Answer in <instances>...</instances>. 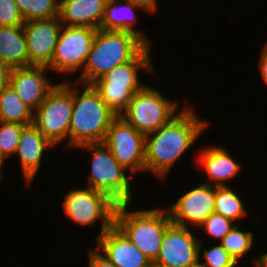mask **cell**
<instances>
[{"label":"cell","instance_id":"1","mask_svg":"<svg viewBox=\"0 0 267 267\" xmlns=\"http://www.w3.org/2000/svg\"><path fill=\"white\" fill-rule=\"evenodd\" d=\"M193 107L186 105L168 123L146 136L145 172L165 179L176 161L210 126Z\"/></svg>","mask_w":267,"mask_h":267},{"label":"cell","instance_id":"2","mask_svg":"<svg viewBox=\"0 0 267 267\" xmlns=\"http://www.w3.org/2000/svg\"><path fill=\"white\" fill-rule=\"evenodd\" d=\"M146 46L132 32L98 29L84 68L74 83L92 85L114 67L132 61Z\"/></svg>","mask_w":267,"mask_h":267},{"label":"cell","instance_id":"3","mask_svg":"<svg viewBox=\"0 0 267 267\" xmlns=\"http://www.w3.org/2000/svg\"><path fill=\"white\" fill-rule=\"evenodd\" d=\"M75 84L69 149L87 143H103L109 126L118 115L107 106L92 85H81L83 89L80 92V84Z\"/></svg>","mask_w":267,"mask_h":267},{"label":"cell","instance_id":"4","mask_svg":"<svg viewBox=\"0 0 267 267\" xmlns=\"http://www.w3.org/2000/svg\"><path fill=\"white\" fill-rule=\"evenodd\" d=\"M129 203L117 204L114 225L152 262L160 253L162 239L172 223L162 208L128 211ZM166 210V211H165Z\"/></svg>","mask_w":267,"mask_h":267},{"label":"cell","instance_id":"5","mask_svg":"<svg viewBox=\"0 0 267 267\" xmlns=\"http://www.w3.org/2000/svg\"><path fill=\"white\" fill-rule=\"evenodd\" d=\"M151 48L147 45L132 61L114 67L92 84L101 99L118 116L127 108L134 94L146 86L141 84L138 71L155 73Z\"/></svg>","mask_w":267,"mask_h":267},{"label":"cell","instance_id":"6","mask_svg":"<svg viewBox=\"0 0 267 267\" xmlns=\"http://www.w3.org/2000/svg\"><path fill=\"white\" fill-rule=\"evenodd\" d=\"M76 148L89 150L92 153L91 174L88 177L87 187L107 194L117 204H130L133 175L126 174L128 170L118 163L106 145L87 143Z\"/></svg>","mask_w":267,"mask_h":267},{"label":"cell","instance_id":"7","mask_svg":"<svg viewBox=\"0 0 267 267\" xmlns=\"http://www.w3.org/2000/svg\"><path fill=\"white\" fill-rule=\"evenodd\" d=\"M68 82L55 83L45 100L33 114V125L55 147L67 139L69 149V126L73 111V85Z\"/></svg>","mask_w":267,"mask_h":267},{"label":"cell","instance_id":"8","mask_svg":"<svg viewBox=\"0 0 267 267\" xmlns=\"http://www.w3.org/2000/svg\"><path fill=\"white\" fill-rule=\"evenodd\" d=\"M177 102L165 98L151 85L136 92L119 115L139 133L147 136L168 123L178 112Z\"/></svg>","mask_w":267,"mask_h":267},{"label":"cell","instance_id":"9","mask_svg":"<svg viewBox=\"0 0 267 267\" xmlns=\"http://www.w3.org/2000/svg\"><path fill=\"white\" fill-rule=\"evenodd\" d=\"M117 203L107 194L90 187L70 189L65 194L62 208L64 213L79 226H91L101 221V236L114 225Z\"/></svg>","mask_w":267,"mask_h":267},{"label":"cell","instance_id":"10","mask_svg":"<svg viewBox=\"0 0 267 267\" xmlns=\"http://www.w3.org/2000/svg\"><path fill=\"white\" fill-rule=\"evenodd\" d=\"M96 32L90 27L62 25L49 69L66 76L82 72Z\"/></svg>","mask_w":267,"mask_h":267},{"label":"cell","instance_id":"11","mask_svg":"<svg viewBox=\"0 0 267 267\" xmlns=\"http://www.w3.org/2000/svg\"><path fill=\"white\" fill-rule=\"evenodd\" d=\"M103 143L118 163L130 170L133 175L145 171L146 136L122 117L117 116L112 121Z\"/></svg>","mask_w":267,"mask_h":267},{"label":"cell","instance_id":"12","mask_svg":"<svg viewBox=\"0 0 267 267\" xmlns=\"http://www.w3.org/2000/svg\"><path fill=\"white\" fill-rule=\"evenodd\" d=\"M189 228L173 223L167 227L153 267L199 266L200 239Z\"/></svg>","mask_w":267,"mask_h":267},{"label":"cell","instance_id":"13","mask_svg":"<svg viewBox=\"0 0 267 267\" xmlns=\"http://www.w3.org/2000/svg\"><path fill=\"white\" fill-rule=\"evenodd\" d=\"M215 186L206 183L190 189L168 208L173 224L200 227L214 212Z\"/></svg>","mask_w":267,"mask_h":267},{"label":"cell","instance_id":"14","mask_svg":"<svg viewBox=\"0 0 267 267\" xmlns=\"http://www.w3.org/2000/svg\"><path fill=\"white\" fill-rule=\"evenodd\" d=\"M62 25L59 16L25 21L23 28L29 66H44L49 69Z\"/></svg>","mask_w":267,"mask_h":267},{"label":"cell","instance_id":"15","mask_svg":"<svg viewBox=\"0 0 267 267\" xmlns=\"http://www.w3.org/2000/svg\"><path fill=\"white\" fill-rule=\"evenodd\" d=\"M47 70L50 69L44 66L11 69L9 85L33 111L39 107L50 90L55 86L52 80L45 76Z\"/></svg>","mask_w":267,"mask_h":267},{"label":"cell","instance_id":"16","mask_svg":"<svg viewBox=\"0 0 267 267\" xmlns=\"http://www.w3.org/2000/svg\"><path fill=\"white\" fill-rule=\"evenodd\" d=\"M95 240L96 249L116 267H153V263L115 225Z\"/></svg>","mask_w":267,"mask_h":267},{"label":"cell","instance_id":"17","mask_svg":"<svg viewBox=\"0 0 267 267\" xmlns=\"http://www.w3.org/2000/svg\"><path fill=\"white\" fill-rule=\"evenodd\" d=\"M107 0L105 4L104 16L100 29L109 31H126L138 35L147 45L152 46V39L148 38L142 30H135L137 24V14L135 9L152 13L158 9V3H136L131 1ZM120 4V5H119Z\"/></svg>","mask_w":267,"mask_h":267},{"label":"cell","instance_id":"18","mask_svg":"<svg viewBox=\"0 0 267 267\" xmlns=\"http://www.w3.org/2000/svg\"><path fill=\"white\" fill-rule=\"evenodd\" d=\"M49 148L53 149L54 146L33 124L26 125L23 128L15 156H19L21 171L27 187L39 171L43 154Z\"/></svg>","mask_w":267,"mask_h":267},{"label":"cell","instance_id":"19","mask_svg":"<svg viewBox=\"0 0 267 267\" xmlns=\"http://www.w3.org/2000/svg\"><path fill=\"white\" fill-rule=\"evenodd\" d=\"M198 166H201L213 186H227L225 181H231L241 171L240 163L236 162L230 153L220 146L205 147L197 153ZM211 180V181H210ZM213 182V183H212Z\"/></svg>","mask_w":267,"mask_h":267},{"label":"cell","instance_id":"20","mask_svg":"<svg viewBox=\"0 0 267 267\" xmlns=\"http://www.w3.org/2000/svg\"><path fill=\"white\" fill-rule=\"evenodd\" d=\"M107 0H60L59 18L63 25L100 29Z\"/></svg>","mask_w":267,"mask_h":267},{"label":"cell","instance_id":"21","mask_svg":"<svg viewBox=\"0 0 267 267\" xmlns=\"http://www.w3.org/2000/svg\"><path fill=\"white\" fill-rule=\"evenodd\" d=\"M0 60L11 69L29 66L23 25L0 26Z\"/></svg>","mask_w":267,"mask_h":267},{"label":"cell","instance_id":"22","mask_svg":"<svg viewBox=\"0 0 267 267\" xmlns=\"http://www.w3.org/2000/svg\"><path fill=\"white\" fill-rule=\"evenodd\" d=\"M33 114L10 85L0 90V121L30 125Z\"/></svg>","mask_w":267,"mask_h":267},{"label":"cell","instance_id":"23","mask_svg":"<svg viewBox=\"0 0 267 267\" xmlns=\"http://www.w3.org/2000/svg\"><path fill=\"white\" fill-rule=\"evenodd\" d=\"M240 195L230 186H215L214 212L237 223L241 218L248 216Z\"/></svg>","mask_w":267,"mask_h":267},{"label":"cell","instance_id":"24","mask_svg":"<svg viewBox=\"0 0 267 267\" xmlns=\"http://www.w3.org/2000/svg\"><path fill=\"white\" fill-rule=\"evenodd\" d=\"M254 235L251 231H243L236 224L225 236L218 242L237 262L245 257L248 252L253 250Z\"/></svg>","mask_w":267,"mask_h":267},{"label":"cell","instance_id":"25","mask_svg":"<svg viewBox=\"0 0 267 267\" xmlns=\"http://www.w3.org/2000/svg\"><path fill=\"white\" fill-rule=\"evenodd\" d=\"M25 21L59 16L60 0H15Z\"/></svg>","mask_w":267,"mask_h":267},{"label":"cell","instance_id":"26","mask_svg":"<svg viewBox=\"0 0 267 267\" xmlns=\"http://www.w3.org/2000/svg\"><path fill=\"white\" fill-rule=\"evenodd\" d=\"M26 125L0 121V156L5 161L14 156Z\"/></svg>","mask_w":267,"mask_h":267},{"label":"cell","instance_id":"27","mask_svg":"<svg viewBox=\"0 0 267 267\" xmlns=\"http://www.w3.org/2000/svg\"><path fill=\"white\" fill-rule=\"evenodd\" d=\"M199 267H238L237 262L230 256V254L221 246V244L214 245L209 249L203 250V241L199 240ZM201 251L203 254L201 255ZM203 256V257H202ZM203 258L205 261L201 262ZM201 260V261H200Z\"/></svg>","mask_w":267,"mask_h":267},{"label":"cell","instance_id":"28","mask_svg":"<svg viewBox=\"0 0 267 267\" xmlns=\"http://www.w3.org/2000/svg\"><path fill=\"white\" fill-rule=\"evenodd\" d=\"M235 225L232 220L213 212L199 228L211 238L221 241Z\"/></svg>","mask_w":267,"mask_h":267},{"label":"cell","instance_id":"29","mask_svg":"<svg viewBox=\"0 0 267 267\" xmlns=\"http://www.w3.org/2000/svg\"><path fill=\"white\" fill-rule=\"evenodd\" d=\"M24 23L15 0H0V26H21Z\"/></svg>","mask_w":267,"mask_h":267},{"label":"cell","instance_id":"30","mask_svg":"<svg viewBox=\"0 0 267 267\" xmlns=\"http://www.w3.org/2000/svg\"><path fill=\"white\" fill-rule=\"evenodd\" d=\"M91 250L89 254V267H116L100 250Z\"/></svg>","mask_w":267,"mask_h":267},{"label":"cell","instance_id":"31","mask_svg":"<svg viewBox=\"0 0 267 267\" xmlns=\"http://www.w3.org/2000/svg\"><path fill=\"white\" fill-rule=\"evenodd\" d=\"M261 58H260V62H258V68L259 71L261 72L260 75L261 78L264 80V82L267 85V42L265 43V45L263 46V49L261 50Z\"/></svg>","mask_w":267,"mask_h":267},{"label":"cell","instance_id":"32","mask_svg":"<svg viewBox=\"0 0 267 267\" xmlns=\"http://www.w3.org/2000/svg\"><path fill=\"white\" fill-rule=\"evenodd\" d=\"M11 68L0 60V90L9 85Z\"/></svg>","mask_w":267,"mask_h":267},{"label":"cell","instance_id":"33","mask_svg":"<svg viewBox=\"0 0 267 267\" xmlns=\"http://www.w3.org/2000/svg\"><path fill=\"white\" fill-rule=\"evenodd\" d=\"M253 267H267V252L251 259Z\"/></svg>","mask_w":267,"mask_h":267},{"label":"cell","instance_id":"34","mask_svg":"<svg viewBox=\"0 0 267 267\" xmlns=\"http://www.w3.org/2000/svg\"><path fill=\"white\" fill-rule=\"evenodd\" d=\"M123 1H131L136 3H157V0H123Z\"/></svg>","mask_w":267,"mask_h":267},{"label":"cell","instance_id":"35","mask_svg":"<svg viewBox=\"0 0 267 267\" xmlns=\"http://www.w3.org/2000/svg\"><path fill=\"white\" fill-rule=\"evenodd\" d=\"M4 164H5V163H4V160H3L2 157L0 156V180L3 179V177H2V176H3V175H2V172H3L2 169H3V168H2V167H3Z\"/></svg>","mask_w":267,"mask_h":267}]
</instances>
